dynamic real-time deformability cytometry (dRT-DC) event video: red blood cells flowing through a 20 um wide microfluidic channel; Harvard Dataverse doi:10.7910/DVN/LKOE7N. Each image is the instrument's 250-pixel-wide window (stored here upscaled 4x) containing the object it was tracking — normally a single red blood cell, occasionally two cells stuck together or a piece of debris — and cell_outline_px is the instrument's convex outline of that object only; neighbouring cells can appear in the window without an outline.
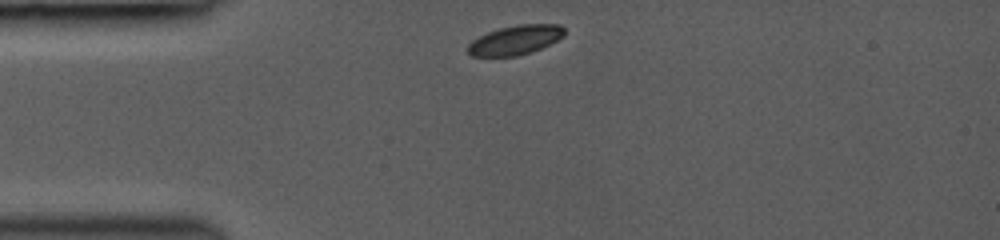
{"species": "common noctule bat (a hibernating species)", "species_latin": "Nyctalus noctula", "temperature_condition": "room temperature", "stored_images_in_passage": 4, "camera_frame_rate_fps": 3000, "um_per_image_px": 0.085, "animal": {"sex": "female", "body_mass_g": 19.0, "forearm_length_mm": 53.3}, "frame": {"image": 1, "passage_image": 1, "time_ms": 0.0, "image_size_px": [1000, 240], "cell_outline_px": [[564, 36], [540, 48], [516, 56], [472, 56], [464, 48], [472, 40], [488, 32], [500, 28], [516, 24], [560, 24], [564, 28]], "centroid_in_image_um": [43.76, 3.39], "position_along_channel_um": 41.2, "area_um2": 16.42}}
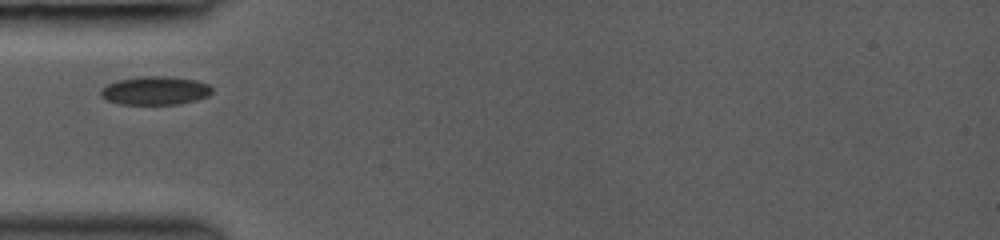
{"frame": {"image": 2, "passage_image": 3, "time_ms": 1.333, "image_size_px": [1000, 240], "cell_outline_px": [[212, 92], [208, 96], [196, 100], [180, 104], [120, 104], [108, 100], [100, 96], [100, 88], [116, 80], [140, 76], [168, 76], [196, 80], [208, 84], [212, 88]], "centroid_in_image_um": [13.18, 7.69], "position_along_channel_um": 71.8, "area_um2": 18.61}}